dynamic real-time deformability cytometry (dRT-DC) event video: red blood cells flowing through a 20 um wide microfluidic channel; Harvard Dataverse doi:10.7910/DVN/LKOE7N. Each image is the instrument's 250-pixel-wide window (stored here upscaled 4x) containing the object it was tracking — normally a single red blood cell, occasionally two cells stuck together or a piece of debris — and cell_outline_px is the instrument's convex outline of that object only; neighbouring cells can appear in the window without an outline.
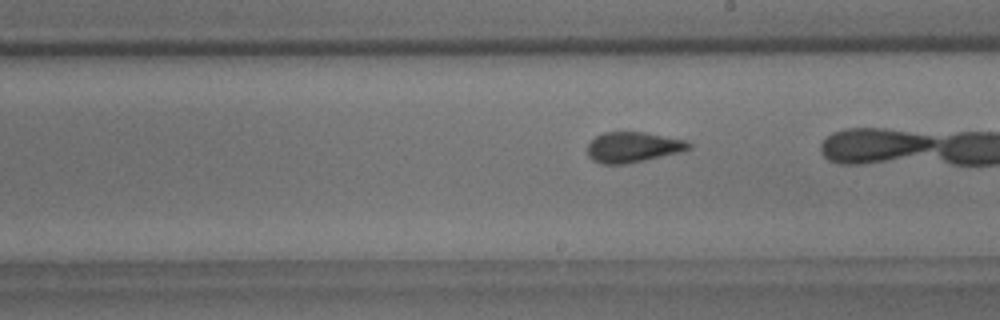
{"species": "common noctule bat (a hibernating species)", "species_latin": "Nyctalus noctula", "temperature_condition": "room temperature", "stored_images_in_passage": 38, "camera_frame_rate_fps": 3000, "um_per_image_px": 0.085, "animal": {"sex": "male", "body_mass_g": 18.8}, "frame": {"image": 1, "passage_image": 25, "time_ms": 8.0, "image_size_px": [1000, 320], "cell_outline_px": [[692, 148], [680, 152], [628, 164], [600, 164], [592, 160], [588, 156], [588, 144], [596, 136], [604, 132], [644, 132], [688, 140], [692, 144]], "centroid_in_image_um": [53.82, 12.51], "position_along_channel_um": 235.2, "area_um2": 18.15}}
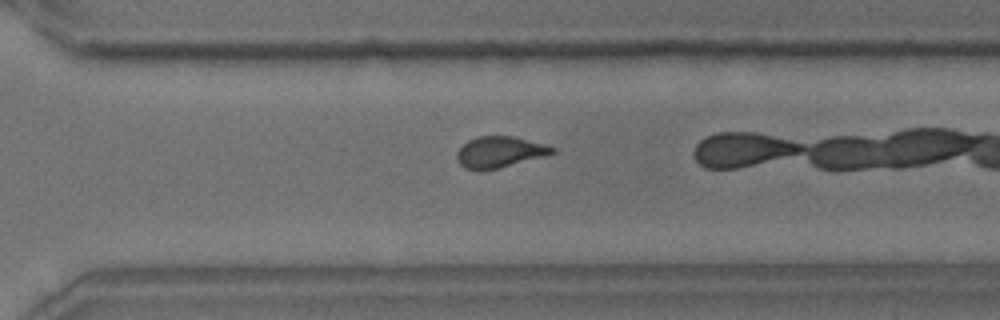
{"frame": {"image": 2, "passage_image": 33, "time_ms": 10.667, "image_size_px": [1000, 320], "cell_outline_px": [[556, 152], [544, 156], [500, 168], [480, 172], [476, 172], [464, 168], [460, 164], [456, 156], [456, 152], [468, 140], [476, 136], [512, 136], [544, 144], [556, 148]], "centroid_in_image_um": [42.43, 12.95], "position_along_channel_um": 328.2, "area_um2": 17.51}}
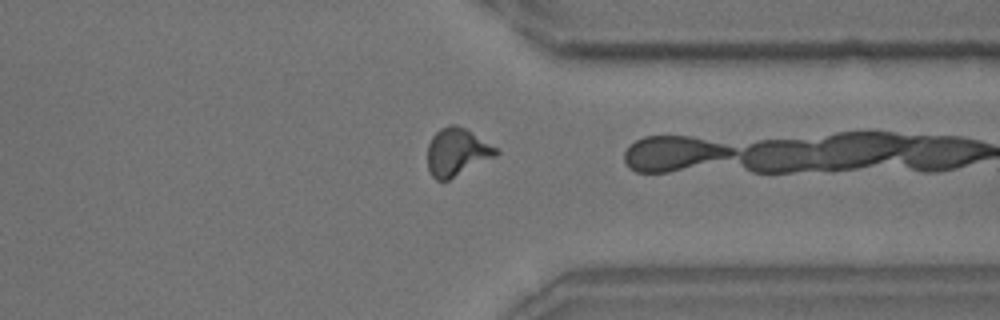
{"frame": {"image": 3, "passage_image": 37, "time_ms": 12.0, "image_size_px": [1000, 320], "cell_outline_px": [[500, 152], [496, 156], [448, 180], [436, 180], [432, 176], [428, 168], [428, 144], [432, 136], [440, 128], [452, 124], [456, 124], [464, 128], [500, 148]], "centroid_in_image_um": [38.86, 12.91], "position_along_channel_um": 372.5, "area_um2": 19.07}}